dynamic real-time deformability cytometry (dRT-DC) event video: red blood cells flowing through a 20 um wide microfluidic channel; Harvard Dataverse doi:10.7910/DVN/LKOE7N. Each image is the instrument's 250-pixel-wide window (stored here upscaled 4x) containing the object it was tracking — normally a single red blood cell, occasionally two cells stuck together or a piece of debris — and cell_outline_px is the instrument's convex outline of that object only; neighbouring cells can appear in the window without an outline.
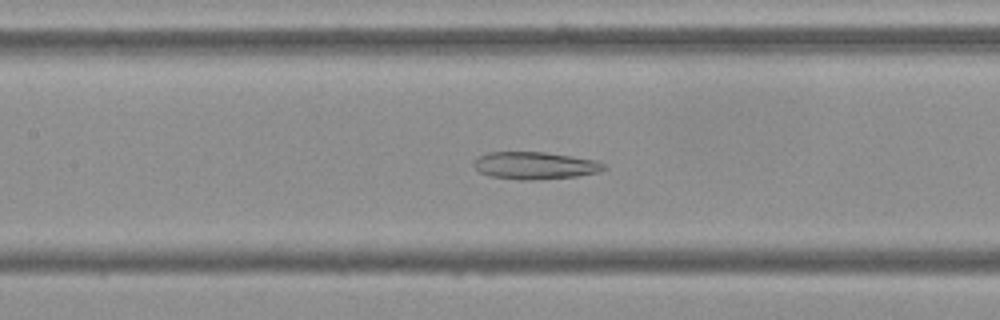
{"species": "Egyptian fruit bat (a non-hibernating species)", "species_latin": "Rousettus aegyptiacus", "temperature_condition": "cold", "stored_images_in_passage": 52, "camera_frame_rate_fps": 3000, "um_per_image_px": 0.085, "frame": {"image": 1, "passage_image": 22, "time_ms": 7.0, "image_size_px": [1000, 320], "cell_outline_px": [[608, 168], [600, 172], [576, 176], [532, 180], [520, 180], [492, 176], [480, 172], [472, 164], [472, 160], [488, 152], [544, 152], [572, 156], [596, 160], [608, 164]], "centroid_in_image_um": [45.51, 14.06], "position_along_channel_um": 161.9, "area_um2": 20.87}}
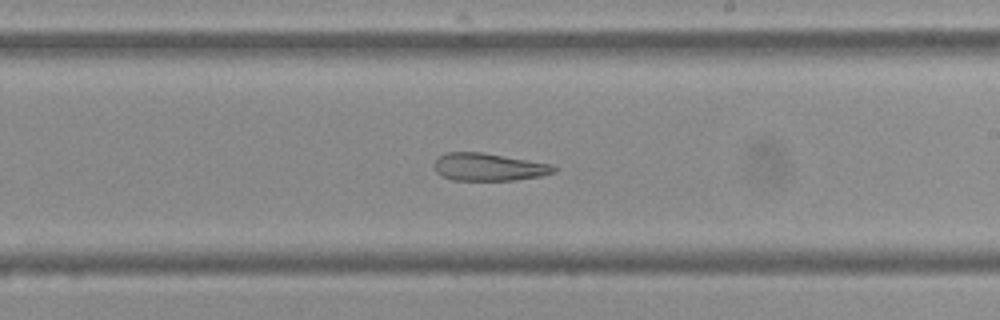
{"frame": {"image": 2, "passage_image": 29, "time_ms": 9.333, "image_size_px": [1000, 320], "cell_outline_px": [[556, 172], [540, 176], [516, 180], [452, 180], [436, 172], [436, 156], [448, 152], [484, 152], [552, 164], [556, 168]], "centroid_in_image_um": [41.56, 14.19], "position_along_channel_um": 247.4, "area_um2": 19.25}}
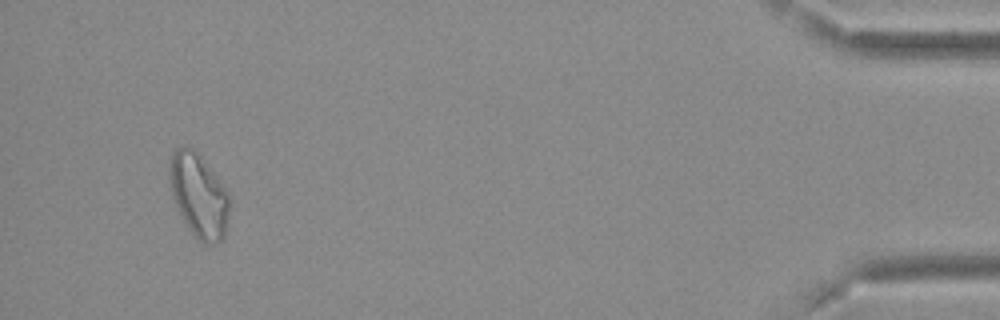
{"frame": {"image": 3, "passage_image": 49, "time_ms": 16.0, "image_size_px": [1000, 320], "cell_outline_px": [[228, 232], [216, 244], [204, 244], [192, 236], [176, 208], [168, 180], [168, 164], [172, 152], [176, 148], [192, 148], [200, 156], [216, 176], [228, 192]], "centroid_in_image_um": [16.87, 16.67], "position_along_channel_um": 418.3, "area_um2": 29.54}, "authors_computed_cell_mechanics": {"area_um2": 25.6054, "velocity_mm_per_s": 3.6801, "shape_relaxation_time_tau1_ms": null, "shape_relaxation_time_tau2_ms": 5.7341, "deformation_change_tau1": null, "deformation_change_tau2": 0.1488}}